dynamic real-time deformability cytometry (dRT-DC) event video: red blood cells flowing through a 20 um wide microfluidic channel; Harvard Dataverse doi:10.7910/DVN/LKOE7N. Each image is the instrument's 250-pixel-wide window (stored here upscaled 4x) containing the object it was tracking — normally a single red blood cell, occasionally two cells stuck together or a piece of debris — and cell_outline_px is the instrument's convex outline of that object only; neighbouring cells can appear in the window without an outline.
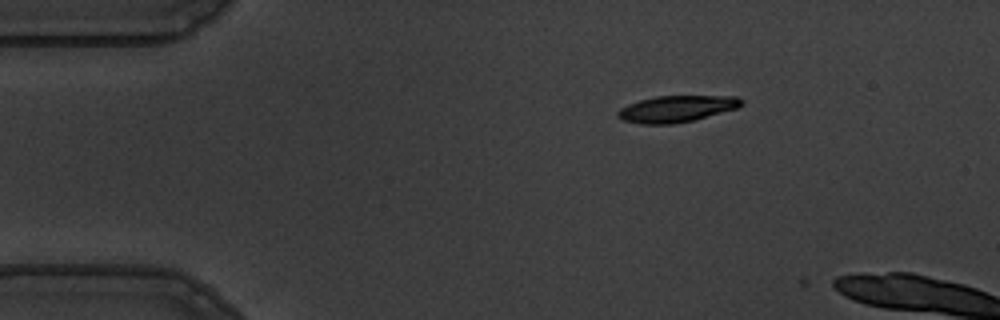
{"species": "common noctule bat (a hibernating species)", "species_latin": "Nyctalus noctula", "temperature_condition": "warm", "stored_images_in_passage": 3, "camera_frame_rate_fps": 3000, "um_per_image_px": 0.085, "animal": {"sex": "male", "body_mass_g": 19.5, "forearm_length_mm": 54.6}, "frame": {"image": 1, "passage_image": 2, "time_ms": 0.333, "image_size_px": [1000, 320], "cell_outline_px": [[744, 104], [736, 108], [692, 120], [672, 124], [640, 124], [624, 120], [616, 116], [616, 112], [620, 108], [628, 104], [640, 100], [656, 96], [736, 96], [744, 100]], "centroid_in_image_um": [57.48, 9.24], "position_along_channel_um": 27.5, "area_um2": 18.96}}